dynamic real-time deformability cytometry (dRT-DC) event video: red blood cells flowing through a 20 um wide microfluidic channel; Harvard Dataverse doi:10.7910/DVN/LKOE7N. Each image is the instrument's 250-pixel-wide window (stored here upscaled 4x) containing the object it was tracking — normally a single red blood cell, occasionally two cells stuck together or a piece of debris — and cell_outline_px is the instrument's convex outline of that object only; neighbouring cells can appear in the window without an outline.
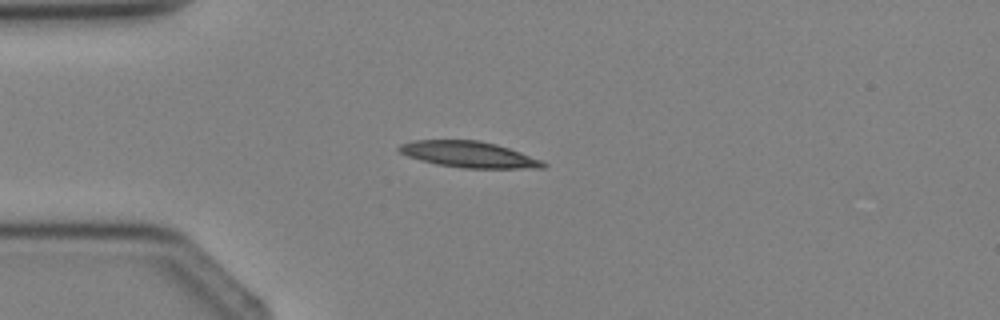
{"species": "Egyptian fruit bat (a non-hibernating species)", "species_latin": "Rousettus aegyptiacus", "temperature_condition": "cold", "stored_images_in_passage": 2, "camera_frame_rate_fps": 3000, "um_per_image_px": 0.085, "animal": {"sex": "female"}, "frame": {"image": 1, "passage_image": 2, "time_ms": 1.333, "image_size_px": [1000, 320], "cell_outline_px": [[548, 164], [544, 168], [464, 168], [436, 164], [420, 160], [408, 156], [400, 152], [396, 148], [400, 144], [412, 140], [476, 140], [496, 144], [520, 152], [540, 160]], "centroid_in_image_um": [39.81, 13.13], "position_along_channel_um": 45.2, "area_um2": 21.79}}